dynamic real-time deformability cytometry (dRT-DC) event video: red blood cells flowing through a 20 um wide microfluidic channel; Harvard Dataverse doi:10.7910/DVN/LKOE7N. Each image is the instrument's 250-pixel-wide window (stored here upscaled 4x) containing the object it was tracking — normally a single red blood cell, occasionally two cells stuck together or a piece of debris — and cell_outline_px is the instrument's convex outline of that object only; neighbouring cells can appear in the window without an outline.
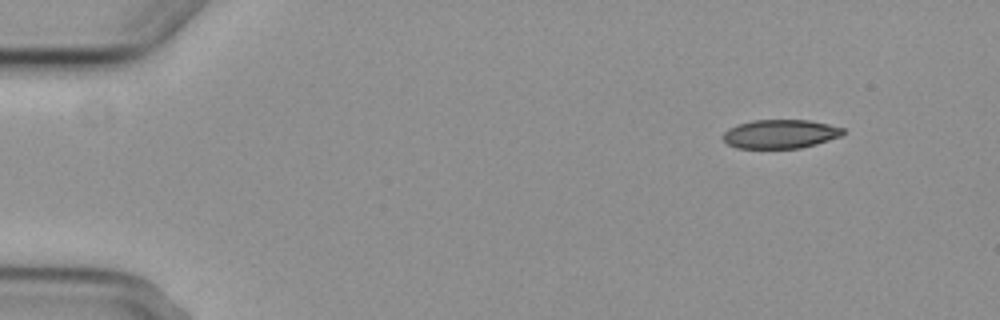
{"species": "common noctule bat (a hibernating species)", "species_latin": "Nyctalus noctula", "temperature_condition": "cold", "stored_images_in_passage": 5, "camera_frame_rate_fps": 3000, "um_per_image_px": 0.085, "animal": {"sex": "female", "body_mass_g": 29.2, "forearm_length_mm": 56.3}, "frame": {"image": 1, "passage_image": 1, "time_ms": 0.0, "image_size_px": [1000, 320], "cell_outline_px": [[844, 132], [840, 136], [816, 144], [800, 148], [736, 148], [728, 144], [724, 140], [724, 132], [728, 128], [736, 124], [752, 120], [808, 120], [828, 124], [844, 128]], "centroid_in_image_um": [66.3, 11.38], "position_along_channel_um": 18.7, "area_um2": 20.11}}
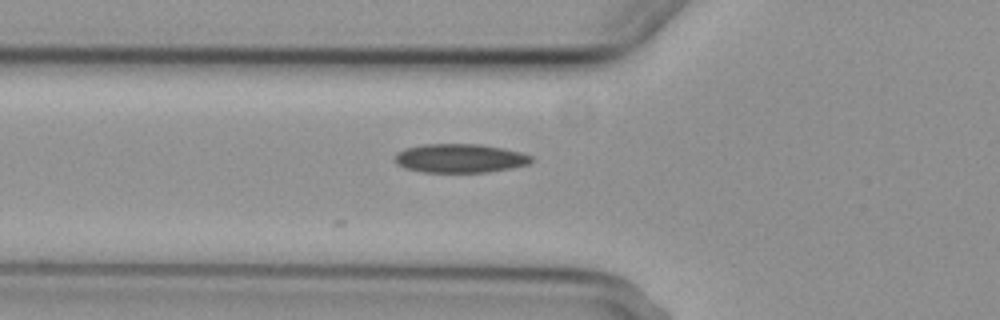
{"frame": {"image": 2, "passage_image": 5, "time_ms": 4.667, "image_size_px": [1000, 320], "cell_outline_px": [[532, 160], [528, 164], [512, 168], [488, 172], [424, 172], [404, 168], [396, 164], [396, 152], [404, 148], [424, 144], [480, 144], [504, 148], [520, 152], [532, 156]], "centroid_in_image_um": [39.09, 13.45], "position_along_channel_um": 86.7, "area_um2": 23.0}}